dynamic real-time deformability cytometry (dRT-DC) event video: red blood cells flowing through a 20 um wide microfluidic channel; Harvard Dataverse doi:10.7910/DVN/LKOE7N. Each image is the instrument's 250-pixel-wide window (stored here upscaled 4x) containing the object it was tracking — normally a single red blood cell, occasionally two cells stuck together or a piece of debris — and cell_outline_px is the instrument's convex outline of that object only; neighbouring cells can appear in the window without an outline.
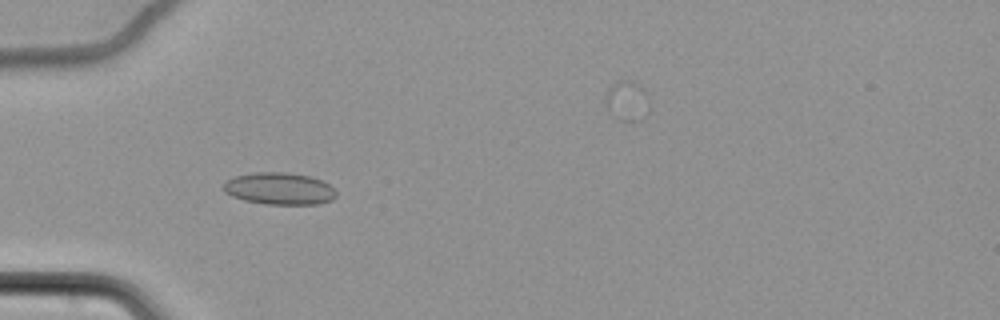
{"species": "common noctule bat (a hibernating species)", "species_latin": "Nyctalus noctula", "temperature_condition": "cold", "stored_images_in_passage": 58, "camera_frame_rate_fps": 3000, "um_per_image_px": 0.085, "animal": {"sex": "female", "body_mass_g": 22.7, "forearm_length_mm": 54.2}, "frame": {"image": 1, "passage_image": 24, "time_ms": 7.667, "image_size_px": [1000, 320], "cell_outline_px": [[336, 196], [332, 200], [320, 204], [264, 204], [244, 200], [232, 196], [224, 192], [220, 188], [228, 180], [236, 176], [256, 172], [288, 172], [312, 176], [328, 184], [336, 192]], "centroid_in_image_um": [23.74, 16.03], "position_along_channel_um": 61.3, "area_um2": 21.15}}
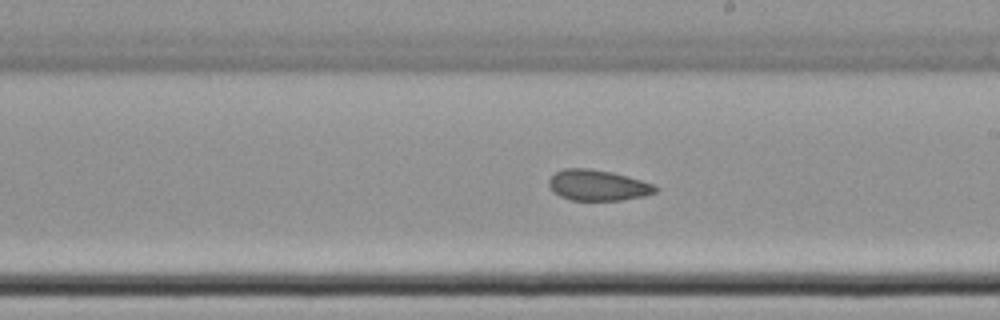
{"frame": {"image": 2, "passage_image": 40, "time_ms": 13.0, "image_size_px": [1000, 320], "cell_outline_px": [[660, 188], [656, 192], [644, 196], [620, 200], [572, 200], [560, 196], [552, 192], [548, 184], [548, 180], [556, 172], [564, 168], [592, 168], [612, 172], [628, 176], [652, 184]], "centroid_in_image_um": [50.8, 15.74], "position_along_channel_um": 238.2, "area_um2": 19.19}}
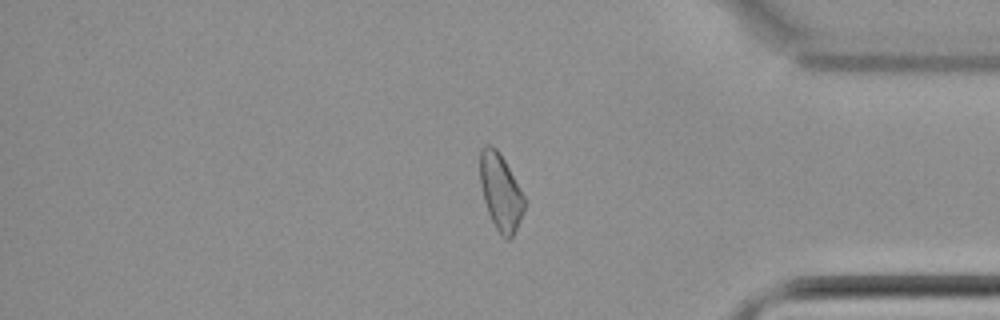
{"frame": {"image": 3, "passage_image": 55, "time_ms": 18.0, "image_size_px": [1000, 320], "cell_outline_px": [[524, 212], [512, 236], [508, 240], [504, 240], [496, 228], [488, 212], [484, 200], [480, 184], [480, 148], [484, 144], [492, 144], [496, 148], [504, 160], [524, 196]], "centroid_in_image_um": [42.53, 16.3], "position_along_channel_um": 392.7, "area_um2": 19.59}}